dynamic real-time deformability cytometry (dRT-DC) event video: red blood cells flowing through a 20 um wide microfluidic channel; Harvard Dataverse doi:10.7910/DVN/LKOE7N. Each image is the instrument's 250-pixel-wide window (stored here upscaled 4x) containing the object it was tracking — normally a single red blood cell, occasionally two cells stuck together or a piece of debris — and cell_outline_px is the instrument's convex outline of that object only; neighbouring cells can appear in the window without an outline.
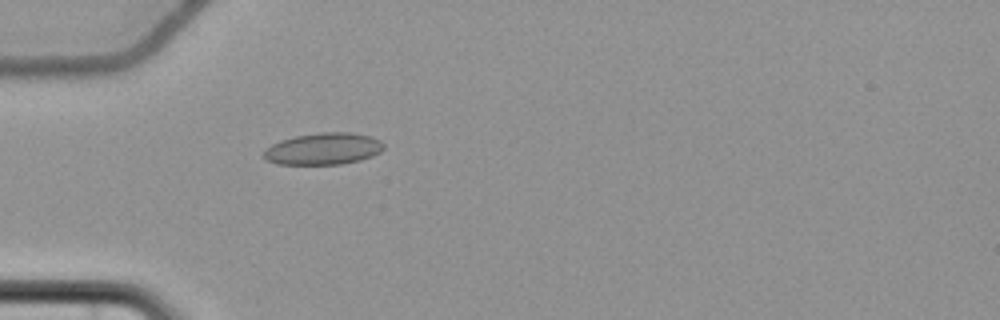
{"species": "common noctule bat (a hibernating species)", "species_latin": "Nyctalus noctula", "temperature_condition": "cold", "stored_images_in_passage": 57, "camera_frame_rate_fps": 3000, "um_per_image_px": 0.085, "animal": {"sex": "female", "body_mass_g": 22.7, "forearm_length_mm": 54.2}, "frame": {"image": 1, "passage_image": 18, "time_ms": 5.667, "image_size_px": [1000, 320], "cell_outline_px": [[384, 148], [380, 152], [372, 156], [360, 160], [340, 164], [276, 164], [264, 160], [264, 152], [272, 144], [280, 140], [296, 136], [320, 132], [352, 132], [372, 136], [380, 140], [384, 144]], "centroid_in_image_um": [27.51, 12.64], "position_along_channel_um": 57.5, "area_um2": 22.31}}
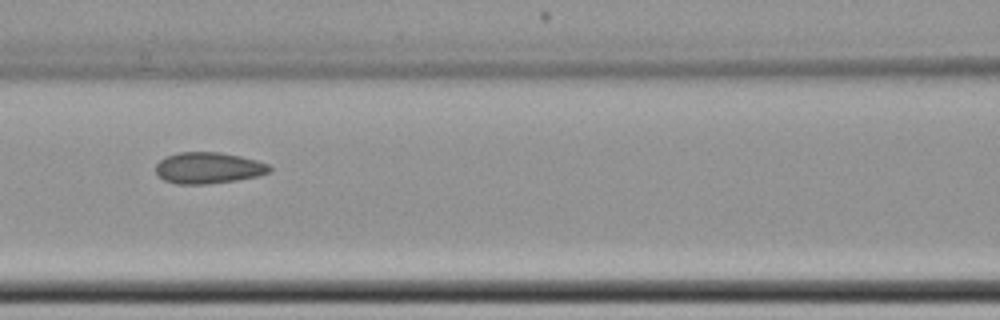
{"frame": {"image": 2, "passage_image": 26, "time_ms": 8.333, "image_size_px": [1000, 320], "cell_outline_px": [[272, 168], [268, 172], [260, 176], [236, 180], [208, 184], [176, 184], [164, 180], [156, 176], [156, 164], [164, 156], [180, 152], [220, 152], [240, 156], [256, 160], [268, 164]], "centroid_in_image_um": [17.68, 14.27], "position_along_channel_um": 148.9, "area_um2": 20.92}}
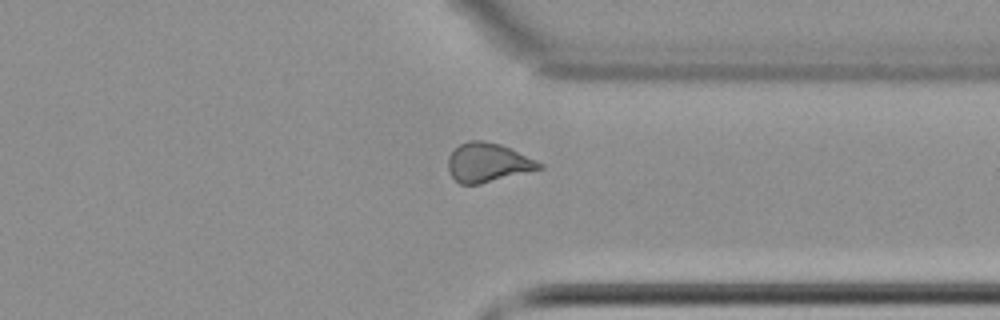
{"frame": {"image": 3, "passage_image": 44, "time_ms": 14.333, "image_size_px": [1000, 320], "cell_outline_px": [[544, 168], [480, 184], [460, 184], [452, 176], [448, 168], [448, 156], [460, 144], [468, 140], [480, 140], [500, 144], [536, 160], [544, 164]], "centroid_in_image_um": [41.47, 13.82], "position_along_channel_um": 369.9, "area_um2": 20.58}, "authors_computed_cell_mechanics": {"area_um2": 20.6924, "velocity_mm_per_s": 3.6841, "shape_relaxation_time_tau1_ms": 4.7381, "shape_relaxation_time_tau2_ms": 1.6716, "deformation_change_tau1": 0.0786, "deformation_change_tau2": 0.0945}}